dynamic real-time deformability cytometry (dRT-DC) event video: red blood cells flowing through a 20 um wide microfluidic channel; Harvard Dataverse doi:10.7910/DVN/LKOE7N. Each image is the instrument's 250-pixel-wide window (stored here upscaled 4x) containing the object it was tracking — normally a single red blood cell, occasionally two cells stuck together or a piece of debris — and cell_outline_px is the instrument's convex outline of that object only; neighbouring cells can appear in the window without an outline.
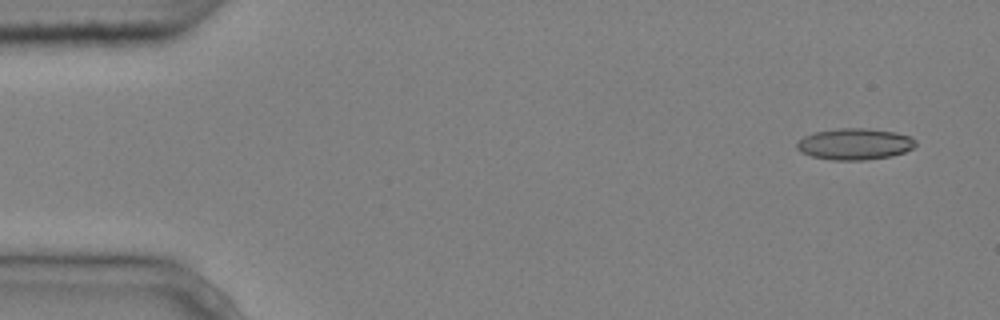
{"species": "common noctule bat (a hibernating species)", "species_latin": "Nyctalus noctula", "temperature_condition": "cold", "stored_images_in_passage": 4, "camera_frame_rate_fps": 3000, "um_per_image_px": 0.085, "animal": {"sex": "male", "body_mass_g": 20.4}, "frame": {"image": 1, "passage_image": 1, "time_ms": 0.0, "image_size_px": [1000, 320], "cell_outline_px": [[916, 144], [912, 148], [904, 152], [892, 156], [864, 160], [832, 160], [812, 156], [800, 152], [796, 148], [796, 144], [804, 136], [816, 132], [836, 128], [864, 128], [896, 132], [912, 136], [916, 140]], "centroid_in_image_um": [72.67, 12.24], "position_along_channel_um": 12.3, "area_um2": 21.79}}
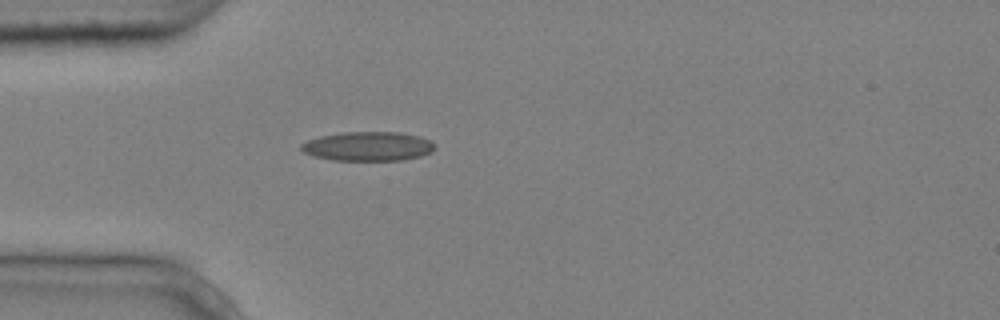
{"frame": {"image": 2, "passage_image": 4, "time_ms": 1.0, "image_size_px": [1000, 320], "cell_outline_px": [[432, 152], [420, 156], [400, 160], [332, 160], [312, 156], [304, 152], [300, 148], [300, 144], [308, 140], [320, 136], [344, 132], [400, 132], [420, 136], [432, 140]], "centroid_in_image_um": [31.25, 12.43], "position_along_channel_um": 53.7, "area_um2": 22.72}}